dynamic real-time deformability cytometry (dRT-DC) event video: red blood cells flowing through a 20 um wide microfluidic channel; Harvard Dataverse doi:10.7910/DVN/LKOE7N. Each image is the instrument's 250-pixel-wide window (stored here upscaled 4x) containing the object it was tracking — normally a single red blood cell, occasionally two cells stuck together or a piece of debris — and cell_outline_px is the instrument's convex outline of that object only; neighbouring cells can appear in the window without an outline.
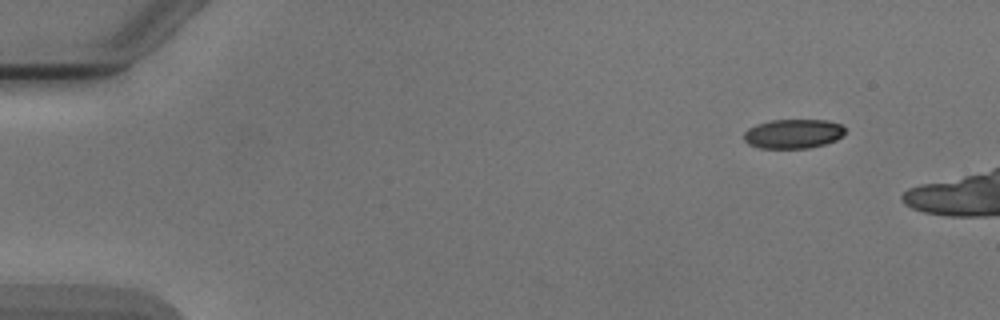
{"species": "Egyptian fruit bat (a non-hibernating species)", "species_latin": "Rousettus aegyptiacus", "temperature_condition": "cold", "stored_images_in_passage": 5, "camera_frame_rate_fps": 3000, "um_per_image_px": 0.085, "animal": {"sex": "male"}, "frame": {"image": 1, "passage_image": 1, "time_ms": 0.0, "image_size_px": [1000, 320], "cell_outline_px": [[844, 132], [836, 140], [824, 144], [808, 148], [760, 148], [748, 144], [744, 140], [744, 132], [748, 128], [756, 124], [772, 120], [828, 120], [840, 124], [844, 128]], "centroid_in_image_um": [67.39, 11.37], "position_along_channel_um": 17.6, "area_um2": 17.22}}